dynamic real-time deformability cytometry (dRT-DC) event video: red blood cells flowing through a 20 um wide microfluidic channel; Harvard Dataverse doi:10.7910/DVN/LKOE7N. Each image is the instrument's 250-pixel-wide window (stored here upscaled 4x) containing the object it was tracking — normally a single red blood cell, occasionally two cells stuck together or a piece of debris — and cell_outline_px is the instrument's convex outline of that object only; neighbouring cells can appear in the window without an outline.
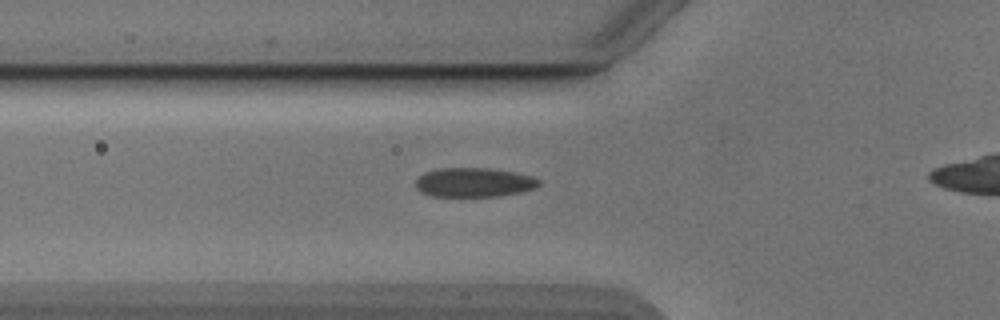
{"species": "Egyptian fruit bat (a non-hibernating species)", "species_latin": "Rousettus aegyptiacus", "temperature_condition": "cold", "stored_images_in_passage": 31, "camera_frame_rate_fps": 3000, "um_per_image_px": 0.085, "animal": {"sex": "male"}, "frame": {"image": 1, "passage_image": 3, "time_ms": 0.667, "image_size_px": [1000, 320], "cell_outline_px": [[540, 184], [536, 188], [520, 192], [500, 196], [432, 196], [420, 192], [416, 188], [416, 180], [424, 172], [440, 168], [488, 168], [516, 172], [532, 176], [540, 180]], "centroid_in_image_um": [40.3, 15.5], "position_along_channel_um": 85.5, "area_um2": 21.1}}
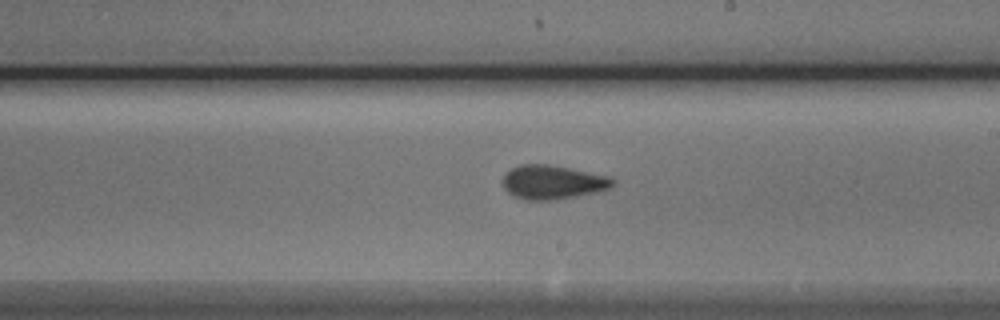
{"frame": {"image": 2, "passage_image": 15, "time_ms": 4.667, "image_size_px": [1000, 320], "cell_outline_px": [[616, 184], [612, 188], [596, 192], [576, 196], [548, 200], [528, 200], [516, 196], [508, 192], [504, 188], [504, 176], [512, 168], [520, 164], [548, 164], [612, 176], [616, 180]], "centroid_in_image_um": [47.06, 15.47], "position_along_channel_um": 241.9, "area_um2": 21.73}}
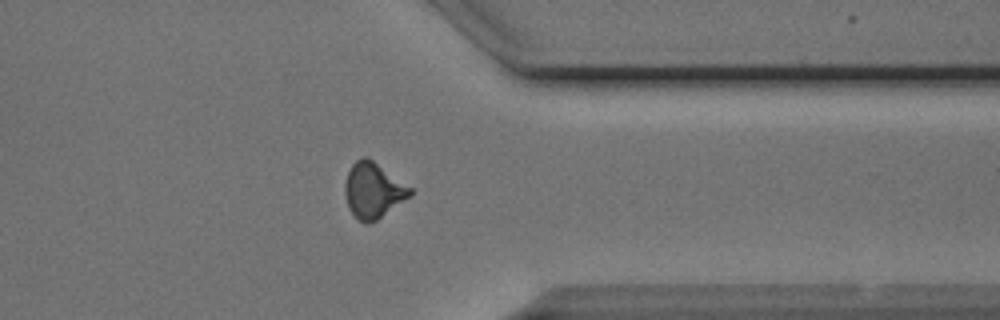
{"frame": {"image": 3, "passage_image": 26, "time_ms": 8.333, "image_size_px": [1000, 320], "cell_outline_px": [[412, 196], [376, 220], [368, 224], [360, 220], [352, 212], [348, 204], [344, 192], [344, 184], [348, 172], [352, 164], [356, 160], [364, 156], [368, 156], [412, 188]], "centroid_in_image_um": [31.74, 16.15], "position_along_channel_um": 379.7, "area_um2": 20.98}, "authors_computed_cell_mechanics": {"area_um2": 20.808, "velocity_mm_per_s": 3.9024, "shape_relaxation_time_tau1_ms": 3.1024, "shape_relaxation_time_tau2_ms": 1.6306, "deformation_change_tau1": 0.102, "deformation_change_tau2": 0.0681}}